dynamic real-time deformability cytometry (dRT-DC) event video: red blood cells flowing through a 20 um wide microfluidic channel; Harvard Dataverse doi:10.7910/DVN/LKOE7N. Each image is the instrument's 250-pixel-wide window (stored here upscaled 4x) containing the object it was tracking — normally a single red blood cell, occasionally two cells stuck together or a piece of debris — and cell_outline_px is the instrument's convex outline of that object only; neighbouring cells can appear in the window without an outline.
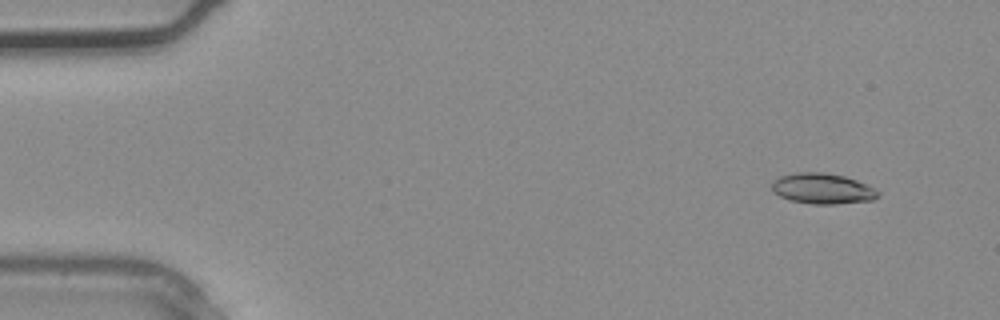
{"species": "common noctule bat (a hibernating species)", "species_latin": "Nyctalus noctula", "temperature_condition": "warm", "stored_images_in_passage": 2, "camera_frame_rate_fps": 3000, "um_per_image_px": 0.085, "animal": {"sex": "male", "body_mass_g": 20.4}, "frame": {"image": 1, "passage_image": 1, "time_ms": 0.0, "image_size_px": [1000, 320], "cell_outline_px": [[880, 196], [872, 200], [836, 204], [812, 204], [788, 200], [772, 192], [772, 180], [780, 176], [796, 172], [824, 172], [844, 176], [856, 180], [880, 192]], "centroid_in_image_um": [69.87, 16.03], "position_along_channel_um": 15.1, "area_um2": 19.02}}